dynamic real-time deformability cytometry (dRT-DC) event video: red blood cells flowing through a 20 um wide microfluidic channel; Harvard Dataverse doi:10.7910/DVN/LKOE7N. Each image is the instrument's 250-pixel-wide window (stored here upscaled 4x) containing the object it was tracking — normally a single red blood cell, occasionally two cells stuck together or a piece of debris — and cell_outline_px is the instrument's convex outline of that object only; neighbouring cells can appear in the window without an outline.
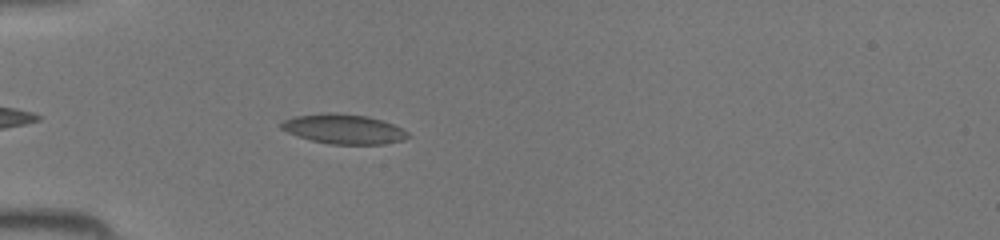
{"species": "common noctule bat (a hibernating species)", "species_latin": "Nyctalus noctula", "temperature_condition": "room temperature", "stored_images_in_passage": 32, "camera_frame_rate_fps": 3000, "um_per_image_px": 0.085, "animal": {"sex": "female", "body_mass_g": 19.5, "forearm_length_mm": 54.1}, "frame": {"image": 1, "passage_image": 4, "time_ms": 1.0, "image_size_px": [1000, 240], "cell_outline_px": [[412, 136], [404, 140], [384, 144], [328, 144], [312, 140], [288, 132], [280, 128], [280, 124], [284, 120], [292, 116], [324, 112], [332, 112], [368, 116], [392, 124], [408, 132]], "centroid_in_image_um": [29.21, 10.96], "position_along_channel_um": 55.8, "area_um2": 21.96}}
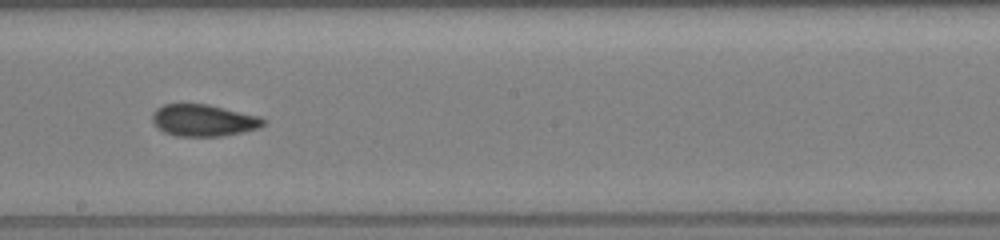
{"frame": {"image": 2, "passage_image": 16, "time_ms": 5.0, "image_size_px": [1000, 240], "cell_outline_px": [[268, 120], [260, 128], [244, 132], [220, 136], [176, 136], [164, 132], [152, 124], [152, 112], [156, 108], [164, 104], [208, 104], [260, 116]], "centroid_in_image_um": [17.3, 10.23], "position_along_channel_um": 230.9, "area_um2": 20.87}}
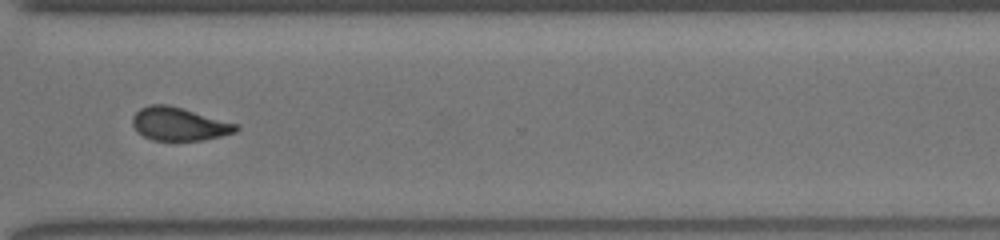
{"frame": {"image": 3, "passage_image": 24, "time_ms": 7.667, "image_size_px": [1000, 240], "cell_outline_px": [[240, 128], [236, 132], [204, 140], [152, 140], [144, 136], [132, 124], [132, 116], [140, 108], [148, 104], [168, 104], [240, 124]], "centroid_in_image_um": [15.25, 10.52], "position_along_channel_um": 355.3, "area_um2": 20.11}}